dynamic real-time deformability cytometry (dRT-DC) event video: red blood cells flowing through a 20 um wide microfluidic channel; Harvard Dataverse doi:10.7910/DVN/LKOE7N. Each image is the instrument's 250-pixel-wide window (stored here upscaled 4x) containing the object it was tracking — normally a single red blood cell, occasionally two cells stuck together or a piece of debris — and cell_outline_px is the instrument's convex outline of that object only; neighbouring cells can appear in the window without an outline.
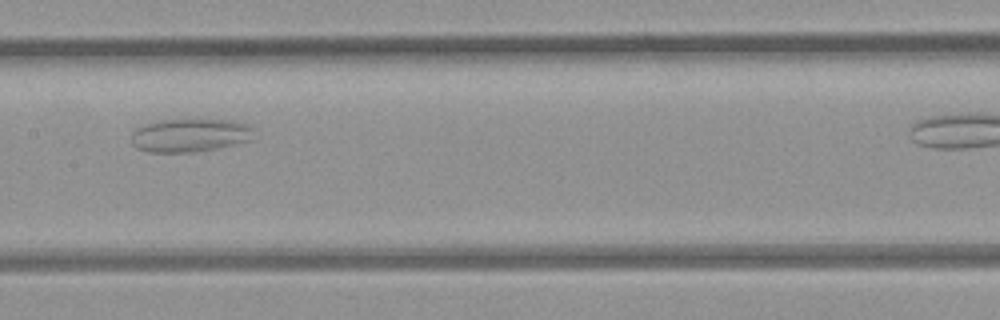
{"species": "common noctule bat (a hibernating species)", "species_latin": "Nyctalus noctula", "temperature_condition": "room temperature", "stored_images_in_passage": 31, "segment_of_instrument_passage": [1, 2], "camera_frame_rate_fps": 3000, "um_per_image_px": 0.085, "animal": {"sex": "female", "body_mass_g": 21.9}, "frame": {"image": 1, "passage_image": 14, "time_ms": 4.333, "image_size_px": [1000, 320], "cell_outline_px": [[252, 140], [216, 148], [192, 152], [148, 152], [136, 148], [132, 144], [132, 132], [136, 128], [144, 124], [160, 120], [236, 120], [248, 124], [252, 128]], "centroid_in_image_um": [16.13, 11.49], "position_along_channel_um": 191.3, "area_um2": 23.76}}
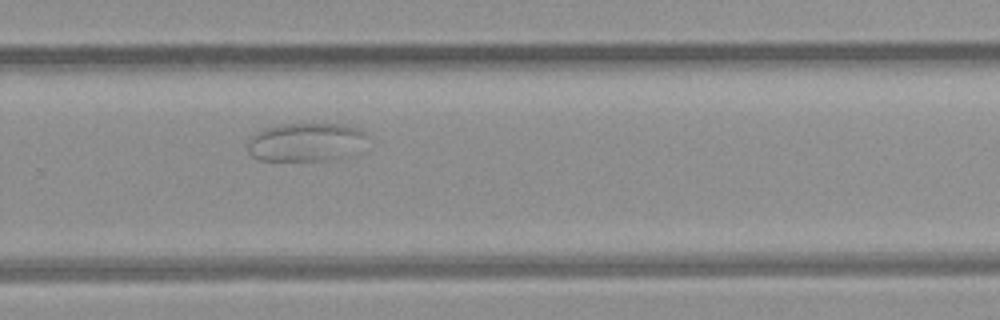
{"frame": {"image": 2, "passage_image": 23, "time_ms": 7.333, "image_size_px": [1000, 320], "cell_outline_px": [[368, 136], [344, 156], [324, 160], [260, 160], [252, 156], [248, 152], [248, 144], [252, 136], [256, 132], [264, 128], [280, 124], [344, 124], [360, 128]], "centroid_in_image_um": [25.91, 12.05], "position_along_channel_um": 303.9, "area_um2": 26.18}}
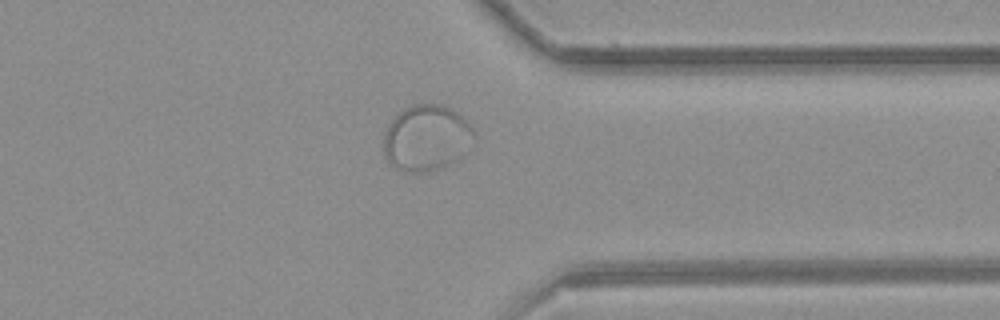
{"frame": {"image": 3, "passage_image": 29, "time_ms": 9.333, "image_size_px": [1000, 320], "cell_outline_px": [[476, 136], [448, 164], [436, 168], [420, 172], [408, 172], [396, 168], [388, 164], [384, 156], [384, 132], [388, 124], [404, 108], [412, 104], [444, 104], [452, 108], [468, 120]], "centroid_in_image_um": [36.19, 11.67], "position_along_channel_um": 375.2, "area_um2": 34.28}}